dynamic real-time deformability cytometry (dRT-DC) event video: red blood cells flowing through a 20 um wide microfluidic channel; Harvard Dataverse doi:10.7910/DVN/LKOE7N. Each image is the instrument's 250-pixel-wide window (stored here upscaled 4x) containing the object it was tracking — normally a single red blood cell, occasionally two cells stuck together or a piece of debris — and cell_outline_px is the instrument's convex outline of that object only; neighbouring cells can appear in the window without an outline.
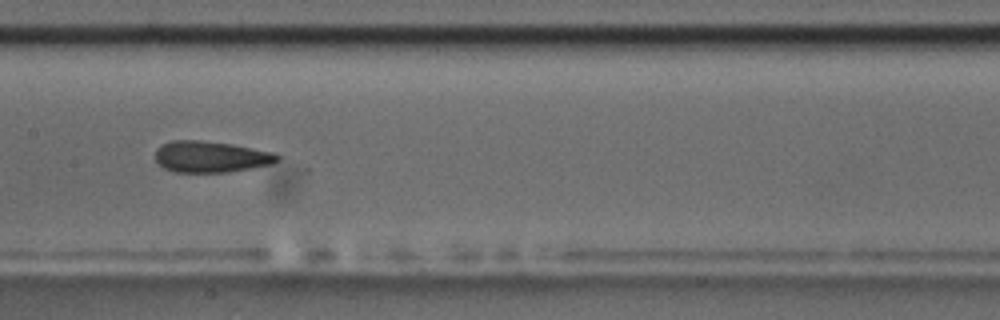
{"species": "common noctule bat (a hibernating species)", "species_latin": "Nyctalus noctula", "temperature_condition": "room temperature", "stored_images_in_passage": 9, "camera_frame_rate_fps": 3000, "um_per_image_px": 0.085, "animal": {"sex": "male", "body_mass_g": 17.5, "forearm_length_mm": 52.3}, "frame": {"image": 1, "passage_image": 8, "time_ms": 8.333, "image_size_px": [1000, 320], "cell_outline_px": [[280, 160], [272, 164], [252, 168], [228, 172], [176, 172], [164, 168], [156, 160], [156, 148], [160, 144], [172, 140], [200, 140], [232, 144], [276, 152], [280, 156]], "centroid_in_image_um": [17.95, 13.31], "position_along_channel_um": 189.4, "area_um2": 22.48}}
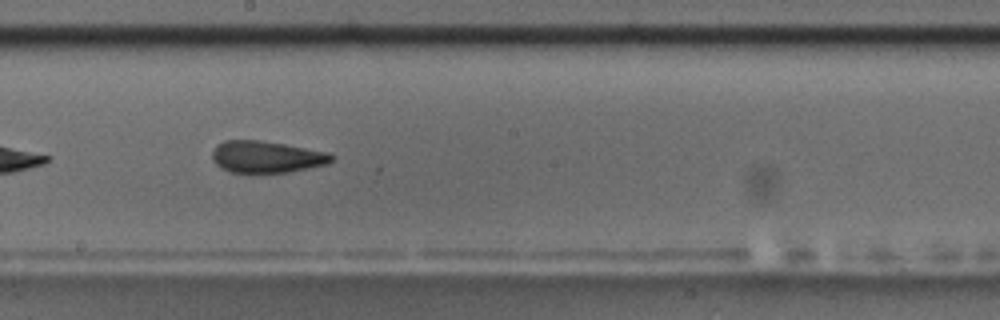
{"frame": {"image": 2, "passage_image": 9, "time_ms": 9.333, "image_size_px": [1000, 320], "cell_outline_px": [[336, 156], [328, 164], [288, 172], [252, 176], [232, 172], [220, 168], [212, 160], [212, 152], [216, 144], [224, 140], [260, 140], [284, 144], [328, 152]], "centroid_in_image_um": [22.61, 13.37], "position_along_channel_um": 225.6, "area_um2": 22.95}}